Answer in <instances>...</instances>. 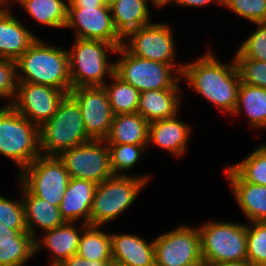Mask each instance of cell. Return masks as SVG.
Masks as SVG:
<instances>
[{
  "label": "cell",
  "instance_id": "25",
  "mask_svg": "<svg viewBox=\"0 0 266 266\" xmlns=\"http://www.w3.org/2000/svg\"><path fill=\"white\" fill-rule=\"evenodd\" d=\"M148 4V0H117L110 7L114 26L122 39L153 23Z\"/></svg>",
  "mask_w": 266,
  "mask_h": 266
},
{
  "label": "cell",
  "instance_id": "10",
  "mask_svg": "<svg viewBox=\"0 0 266 266\" xmlns=\"http://www.w3.org/2000/svg\"><path fill=\"white\" fill-rule=\"evenodd\" d=\"M58 158L63 162L70 178L89 180L98 185L114 175L105 140L92 139L62 151Z\"/></svg>",
  "mask_w": 266,
  "mask_h": 266
},
{
  "label": "cell",
  "instance_id": "27",
  "mask_svg": "<svg viewBox=\"0 0 266 266\" xmlns=\"http://www.w3.org/2000/svg\"><path fill=\"white\" fill-rule=\"evenodd\" d=\"M26 12L35 19L36 24L48 27L65 28L68 2L63 0H19Z\"/></svg>",
  "mask_w": 266,
  "mask_h": 266
},
{
  "label": "cell",
  "instance_id": "37",
  "mask_svg": "<svg viewBox=\"0 0 266 266\" xmlns=\"http://www.w3.org/2000/svg\"><path fill=\"white\" fill-rule=\"evenodd\" d=\"M257 29L238 48L246 58L266 61V23H256Z\"/></svg>",
  "mask_w": 266,
  "mask_h": 266
},
{
  "label": "cell",
  "instance_id": "16",
  "mask_svg": "<svg viewBox=\"0 0 266 266\" xmlns=\"http://www.w3.org/2000/svg\"><path fill=\"white\" fill-rule=\"evenodd\" d=\"M82 224L81 229H77L73 222H65L57 228L44 231L42 239H35V254L44 246L52 253L50 266H59L64 260L77 254L82 231L88 226Z\"/></svg>",
  "mask_w": 266,
  "mask_h": 266
},
{
  "label": "cell",
  "instance_id": "42",
  "mask_svg": "<svg viewBox=\"0 0 266 266\" xmlns=\"http://www.w3.org/2000/svg\"><path fill=\"white\" fill-rule=\"evenodd\" d=\"M218 3V4H222L221 0H177V4L178 5H182V6H187V7H200V6H205V5H209L211 3Z\"/></svg>",
  "mask_w": 266,
  "mask_h": 266
},
{
  "label": "cell",
  "instance_id": "47",
  "mask_svg": "<svg viewBox=\"0 0 266 266\" xmlns=\"http://www.w3.org/2000/svg\"><path fill=\"white\" fill-rule=\"evenodd\" d=\"M110 266H122V265H119V264H117V263L112 262V263L110 264Z\"/></svg>",
  "mask_w": 266,
  "mask_h": 266
},
{
  "label": "cell",
  "instance_id": "24",
  "mask_svg": "<svg viewBox=\"0 0 266 266\" xmlns=\"http://www.w3.org/2000/svg\"><path fill=\"white\" fill-rule=\"evenodd\" d=\"M149 122L137 113L113 115L107 145L134 144L147 146Z\"/></svg>",
  "mask_w": 266,
  "mask_h": 266
},
{
  "label": "cell",
  "instance_id": "9",
  "mask_svg": "<svg viewBox=\"0 0 266 266\" xmlns=\"http://www.w3.org/2000/svg\"><path fill=\"white\" fill-rule=\"evenodd\" d=\"M19 174L21 183L33 195L60 207L70 177L58 156L40 155Z\"/></svg>",
  "mask_w": 266,
  "mask_h": 266
},
{
  "label": "cell",
  "instance_id": "15",
  "mask_svg": "<svg viewBox=\"0 0 266 266\" xmlns=\"http://www.w3.org/2000/svg\"><path fill=\"white\" fill-rule=\"evenodd\" d=\"M69 94L80 106L87 135L105 140L110 132L113 113L103 86L71 88Z\"/></svg>",
  "mask_w": 266,
  "mask_h": 266
},
{
  "label": "cell",
  "instance_id": "18",
  "mask_svg": "<svg viewBox=\"0 0 266 266\" xmlns=\"http://www.w3.org/2000/svg\"><path fill=\"white\" fill-rule=\"evenodd\" d=\"M11 10L0 9V58L16 61L37 39Z\"/></svg>",
  "mask_w": 266,
  "mask_h": 266
},
{
  "label": "cell",
  "instance_id": "41",
  "mask_svg": "<svg viewBox=\"0 0 266 266\" xmlns=\"http://www.w3.org/2000/svg\"><path fill=\"white\" fill-rule=\"evenodd\" d=\"M22 232L28 231H17L16 229H10L4 224L0 223V241L13 240Z\"/></svg>",
  "mask_w": 266,
  "mask_h": 266
},
{
  "label": "cell",
  "instance_id": "17",
  "mask_svg": "<svg viewBox=\"0 0 266 266\" xmlns=\"http://www.w3.org/2000/svg\"><path fill=\"white\" fill-rule=\"evenodd\" d=\"M112 260L122 266H155L154 240L133 234H111Z\"/></svg>",
  "mask_w": 266,
  "mask_h": 266
},
{
  "label": "cell",
  "instance_id": "4",
  "mask_svg": "<svg viewBox=\"0 0 266 266\" xmlns=\"http://www.w3.org/2000/svg\"><path fill=\"white\" fill-rule=\"evenodd\" d=\"M149 176H131L122 172L96 186L90 209V225L102 227L117 219L133 204L139 192L148 183Z\"/></svg>",
  "mask_w": 266,
  "mask_h": 266
},
{
  "label": "cell",
  "instance_id": "36",
  "mask_svg": "<svg viewBox=\"0 0 266 266\" xmlns=\"http://www.w3.org/2000/svg\"><path fill=\"white\" fill-rule=\"evenodd\" d=\"M0 223L17 231H28L22 200H11L0 195Z\"/></svg>",
  "mask_w": 266,
  "mask_h": 266
},
{
  "label": "cell",
  "instance_id": "6",
  "mask_svg": "<svg viewBox=\"0 0 266 266\" xmlns=\"http://www.w3.org/2000/svg\"><path fill=\"white\" fill-rule=\"evenodd\" d=\"M116 53L122 57L114 62V74L138 91L180 89L178 82L181 77L175 78L172 74L181 76L183 64L176 66L140 58L131 54L123 45L117 48Z\"/></svg>",
  "mask_w": 266,
  "mask_h": 266
},
{
  "label": "cell",
  "instance_id": "20",
  "mask_svg": "<svg viewBox=\"0 0 266 266\" xmlns=\"http://www.w3.org/2000/svg\"><path fill=\"white\" fill-rule=\"evenodd\" d=\"M225 170L237 204L249 222L266 221V186L245 182L230 166Z\"/></svg>",
  "mask_w": 266,
  "mask_h": 266
},
{
  "label": "cell",
  "instance_id": "21",
  "mask_svg": "<svg viewBox=\"0 0 266 266\" xmlns=\"http://www.w3.org/2000/svg\"><path fill=\"white\" fill-rule=\"evenodd\" d=\"M96 186L97 184L89 180L69 179L59 207L61 217L65 222L75 223L83 219L82 223L90 225V209Z\"/></svg>",
  "mask_w": 266,
  "mask_h": 266
},
{
  "label": "cell",
  "instance_id": "2",
  "mask_svg": "<svg viewBox=\"0 0 266 266\" xmlns=\"http://www.w3.org/2000/svg\"><path fill=\"white\" fill-rule=\"evenodd\" d=\"M15 63L18 82L47 85L69 94L72 83L64 48L49 46L37 37Z\"/></svg>",
  "mask_w": 266,
  "mask_h": 266
},
{
  "label": "cell",
  "instance_id": "39",
  "mask_svg": "<svg viewBox=\"0 0 266 266\" xmlns=\"http://www.w3.org/2000/svg\"><path fill=\"white\" fill-rule=\"evenodd\" d=\"M113 261H94L79 257L77 254L72 255L69 259L64 260L59 266H110Z\"/></svg>",
  "mask_w": 266,
  "mask_h": 266
},
{
  "label": "cell",
  "instance_id": "31",
  "mask_svg": "<svg viewBox=\"0 0 266 266\" xmlns=\"http://www.w3.org/2000/svg\"><path fill=\"white\" fill-rule=\"evenodd\" d=\"M230 167L245 182L266 186V144L257 147L244 160Z\"/></svg>",
  "mask_w": 266,
  "mask_h": 266
},
{
  "label": "cell",
  "instance_id": "1",
  "mask_svg": "<svg viewBox=\"0 0 266 266\" xmlns=\"http://www.w3.org/2000/svg\"><path fill=\"white\" fill-rule=\"evenodd\" d=\"M234 61V62H233ZM221 63L208 52L191 63H185L180 77L210 103L224 113H233L241 84L235 60Z\"/></svg>",
  "mask_w": 266,
  "mask_h": 266
},
{
  "label": "cell",
  "instance_id": "33",
  "mask_svg": "<svg viewBox=\"0 0 266 266\" xmlns=\"http://www.w3.org/2000/svg\"><path fill=\"white\" fill-rule=\"evenodd\" d=\"M110 166L114 175H121V170H130L144 154L147 146L134 144L108 145Z\"/></svg>",
  "mask_w": 266,
  "mask_h": 266
},
{
  "label": "cell",
  "instance_id": "44",
  "mask_svg": "<svg viewBox=\"0 0 266 266\" xmlns=\"http://www.w3.org/2000/svg\"><path fill=\"white\" fill-rule=\"evenodd\" d=\"M149 2L151 1L154 6L162 7L165 5H168L167 3L174 2L177 4V0H148Z\"/></svg>",
  "mask_w": 266,
  "mask_h": 266
},
{
  "label": "cell",
  "instance_id": "40",
  "mask_svg": "<svg viewBox=\"0 0 266 266\" xmlns=\"http://www.w3.org/2000/svg\"><path fill=\"white\" fill-rule=\"evenodd\" d=\"M102 0H68V8L102 7Z\"/></svg>",
  "mask_w": 266,
  "mask_h": 266
},
{
  "label": "cell",
  "instance_id": "43",
  "mask_svg": "<svg viewBox=\"0 0 266 266\" xmlns=\"http://www.w3.org/2000/svg\"><path fill=\"white\" fill-rule=\"evenodd\" d=\"M203 266H252L248 260L220 262L216 264H203Z\"/></svg>",
  "mask_w": 266,
  "mask_h": 266
},
{
  "label": "cell",
  "instance_id": "3",
  "mask_svg": "<svg viewBox=\"0 0 266 266\" xmlns=\"http://www.w3.org/2000/svg\"><path fill=\"white\" fill-rule=\"evenodd\" d=\"M90 140L80 106L70 94L62 99L57 112L39 127L41 155L58 156Z\"/></svg>",
  "mask_w": 266,
  "mask_h": 266
},
{
  "label": "cell",
  "instance_id": "35",
  "mask_svg": "<svg viewBox=\"0 0 266 266\" xmlns=\"http://www.w3.org/2000/svg\"><path fill=\"white\" fill-rule=\"evenodd\" d=\"M222 6L253 24L266 23V0H223Z\"/></svg>",
  "mask_w": 266,
  "mask_h": 266
},
{
  "label": "cell",
  "instance_id": "28",
  "mask_svg": "<svg viewBox=\"0 0 266 266\" xmlns=\"http://www.w3.org/2000/svg\"><path fill=\"white\" fill-rule=\"evenodd\" d=\"M100 226L88 225L80 238L77 255L94 261H113L111 234L99 229Z\"/></svg>",
  "mask_w": 266,
  "mask_h": 266
},
{
  "label": "cell",
  "instance_id": "19",
  "mask_svg": "<svg viewBox=\"0 0 266 266\" xmlns=\"http://www.w3.org/2000/svg\"><path fill=\"white\" fill-rule=\"evenodd\" d=\"M177 116L156 120L149 124L148 145H156L173 156H182L190 140V126ZM189 139V140H188Z\"/></svg>",
  "mask_w": 266,
  "mask_h": 266
},
{
  "label": "cell",
  "instance_id": "11",
  "mask_svg": "<svg viewBox=\"0 0 266 266\" xmlns=\"http://www.w3.org/2000/svg\"><path fill=\"white\" fill-rule=\"evenodd\" d=\"M155 266H203L198 228L180 225L154 239Z\"/></svg>",
  "mask_w": 266,
  "mask_h": 266
},
{
  "label": "cell",
  "instance_id": "5",
  "mask_svg": "<svg viewBox=\"0 0 266 266\" xmlns=\"http://www.w3.org/2000/svg\"><path fill=\"white\" fill-rule=\"evenodd\" d=\"M0 154L14 161L20 172L41 155L39 127L11 105L0 108Z\"/></svg>",
  "mask_w": 266,
  "mask_h": 266
},
{
  "label": "cell",
  "instance_id": "12",
  "mask_svg": "<svg viewBox=\"0 0 266 266\" xmlns=\"http://www.w3.org/2000/svg\"><path fill=\"white\" fill-rule=\"evenodd\" d=\"M170 25L151 23L131 32L123 46L133 55L169 65H176V49ZM175 62V63H174Z\"/></svg>",
  "mask_w": 266,
  "mask_h": 266
},
{
  "label": "cell",
  "instance_id": "45",
  "mask_svg": "<svg viewBox=\"0 0 266 266\" xmlns=\"http://www.w3.org/2000/svg\"><path fill=\"white\" fill-rule=\"evenodd\" d=\"M12 0H0V9H8V4L9 2H11ZM16 2H19V0H15ZM7 4V5H5Z\"/></svg>",
  "mask_w": 266,
  "mask_h": 266
},
{
  "label": "cell",
  "instance_id": "8",
  "mask_svg": "<svg viewBox=\"0 0 266 266\" xmlns=\"http://www.w3.org/2000/svg\"><path fill=\"white\" fill-rule=\"evenodd\" d=\"M203 264L247 260V225L209 221L198 228Z\"/></svg>",
  "mask_w": 266,
  "mask_h": 266
},
{
  "label": "cell",
  "instance_id": "23",
  "mask_svg": "<svg viewBox=\"0 0 266 266\" xmlns=\"http://www.w3.org/2000/svg\"><path fill=\"white\" fill-rule=\"evenodd\" d=\"M181 89L140 92L137 112L149 123L178 115Z\"/></svg>",
  "mask_w": 266,
  "mask_h": 266
},
{
  "label": "cell",
  "instance_id": "13",
  "mask_svg": "<svg viewBox=\"0 0 266 266\" xmlns=\"http://www.w3.org/2000/svg\"><path fill=\"white\" fill-rule=\"evenodd\" d=\"M66 95L64 91L51 86L18 82L11 106L31 123L40 127L57 112L60 102Z\"/></svg>",
  "mask_w": 266,
  "mask_h": 266
},
{
  "label": "cell",
  "instance_id": "30",
  "mask_svg": "<svg viewBox=\"0 0 266 266\" xmlns=\"http://www.w3.org/2000/svg\"><path fill=\"white\" fill-rule=\"evenodd\" d=\"M35 255V239L22 232L13 240L0 241V266H25Z\"/></svg>",
  "mask_w": 266,
  "mask_h": 266
},
{
  "label": "cell",
  "instance_id": "14",
  "mask_svg": "<svg viewBox=\"0 0 266 266\" xmlns=\"http://www.w3.org/2000/svg\"><path fill=\"white\" fill-rule=\"evenodd\" d=\"M65 28L76 29L78 39L104 41L116 48L124 42L114 26L110 7L104 5L68 8Z\"/></svg>",
  "mask_w": 266,
  "mask_h": 266
},
{
  "label": "cell",
  "instance_id": "22",
  "mask_svg": "<svg viewBox=\"0 0 266 266\" xmlns=\"http://www.w3.org/2000/svg\"><path fill=\"white\" fill-rule=\"evenodd\" d=\"M21 189L27 230L34 239L38 236L34 227L39 226L44 232L65 223L59 207L33 195L23 184H21Z\"/></svg>",
  "mask_w": 266,
  "mask_h": 266
},
{
  "label": "cell",
  "instance_id": "46",
  "mask_svg": "<svg viewBox=\"0 0 266 266\" xmlns=\"http://www.w3.org/2000/svg\"><path fill=\"white\" fill-rule=\"evenodd\" d=\"M117 0H102L104 6L111 7Z\"/></svg>",
  "mask_w": 266,
  "mask_h": 266
},
{
  "label": "cell",
  "instance_id": "7",
  "mask_svg": "<svg viewBox=\"0 0 266 266\" xmlns=\"http://www.w3.org/2000/svg\"><path fill=\"white\" fill-rule=\"evenodd\" d=\"M72 51H68L69 76L72 88L103 86L104 77L114 75L115 63L108 61V53L117 48L99 40L75 38ZM110 50V51H109Z\"/></svg>",
  "mask_w": 266,
  "mask_h": 266
},
{
  "label": "cell",
  "instance_id": "34",
  "mask_svg": "<svg viewBox=\"0 0 266 266\" xmlns=\"http://www.w3.org/2000/svg\"><path fill=\"white\" fill-rule=\"evenodd\" d=\"M241 83L266 89V61L243 57L238 51L234 57Z\"/></svg>",
  "mask_w": 266,
  "mask_h": 266
},
{
  "label": "cell",
  "instance_id": "32",
  "mask_svg": "<svg viewBox=\"0 0 266 266\" xmlns=\"http://www.w3.org/2000/svg\"><path fill=\"white\" fill-rule=\"evenodd\" d=\"M247 224V260L252 266H266V221Z\"/></svg>",
  "mask_w": 266,
  "mask_h": 266
},
{
  "label": "cell",
  "instance_id": "26",
  "mask_svg": "<svg viewBox=\"0 0 266 266\" xmlns=\"http://www.w3.org/2000/svg\"><path fill=\"white\" fill-rule=\"evenodd\" d=\"M242 109L247 115L250 127L264 129L266 127V89L241 83L236 108L232 114L238 116Z\"/></svg>",
  "mask_w": 266,
  "mask_h": 266
},
{
  "label": "cell",
  "instance_id": "38",
  "mask_svg": "<svg viewBox=\"0 0 266 266\" xmlns=\"http://www.w3.org/2000/svg\"><path fill=\"white\" fill-rule=\"evenodd\" d=\"M16 63L13 60L0 58V99H9L11 105L18 85Z\"/></svg>",
  "mask_w": 266,
  "mask_h": 266
},
{
  "label": "cell",
  "instance_id": "29",
  "mask_svg": "<svg viewBox=\"0 0 266 266\" xmlns=\"http://www.w3.org/2000/svg\"><path fill=\"white\" fill-rule=\"evenodd\" d=\"M112 82L103 85L107 92L113 115L137 113L140 91L131 84L123 82L115 74L110 77ZM112 83V84H111Z\"/></svg>",
  "mask_w": 266,
  "mask_h": 266
}]
</instances>
